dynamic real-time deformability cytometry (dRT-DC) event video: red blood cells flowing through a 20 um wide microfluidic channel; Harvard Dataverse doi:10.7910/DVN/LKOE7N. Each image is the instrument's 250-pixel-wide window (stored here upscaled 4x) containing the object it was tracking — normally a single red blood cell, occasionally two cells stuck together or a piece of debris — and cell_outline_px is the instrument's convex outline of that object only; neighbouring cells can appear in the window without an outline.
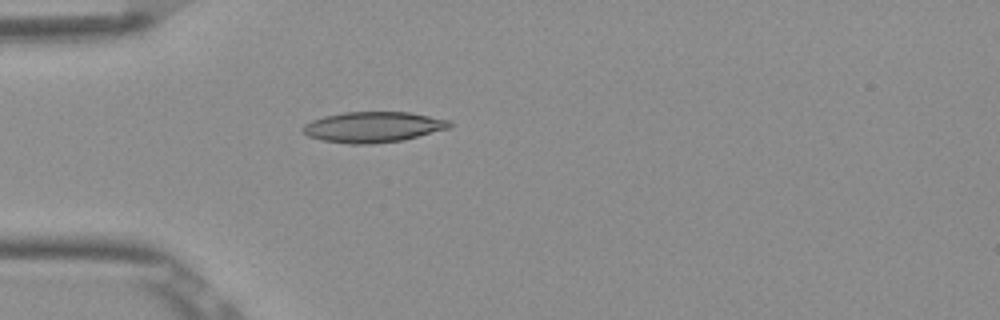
{"species": "Egyptian fruit bat (a non-hibernating species)", "species_latin": "Rousettus aegyptiacus", "temperature_condition": "room temperature", "stored_images_in_passage": 4, "camera_frame_rate_fps": 3000, "um_per_image_px": 0.085, "frame": {"image": 1, "passage_image": 4, "time_ms": 1.0, "image_size_px": [1000, 320], "cell_outline_px": [[452, 124], [448, 128], [404, 140], [372, 144], [348, 144], [320, 140], [308, 136], [300, 128], [304, 124], [312, 120], [324, 116], [344, 112], [408, 112], [452, 120]], "centroid_in_image_um": [31.69, 10.8], "position_along_channel_um": 53.3, "area_um2": 26.3}}